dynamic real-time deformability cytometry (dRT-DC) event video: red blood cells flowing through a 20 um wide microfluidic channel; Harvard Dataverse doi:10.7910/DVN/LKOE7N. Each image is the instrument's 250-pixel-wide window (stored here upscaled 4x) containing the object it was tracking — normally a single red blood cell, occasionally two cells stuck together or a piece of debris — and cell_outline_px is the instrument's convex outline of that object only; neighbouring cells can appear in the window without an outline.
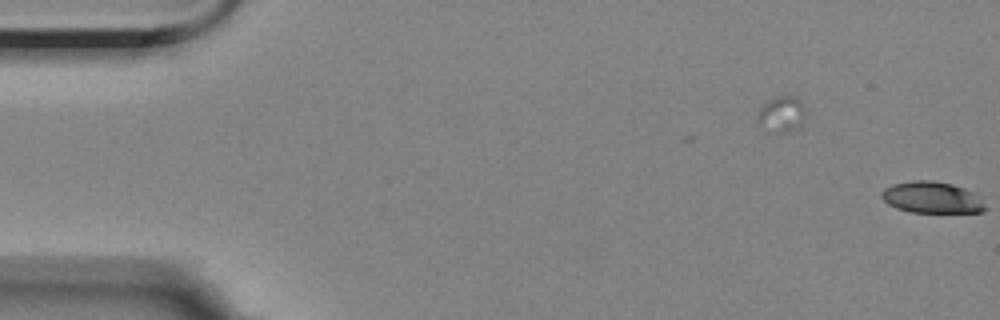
{"species": "Egyptian fruit bat (a non-hibernating species)", "species_latin": "Rousettus aegyptiacus", "temperature_condition": "room temperature", "stored_images_in_passage": 2, "segment_of_instrument_passage": [1, 2], "camera_frame_rate_fps": 3000, "um_per_image_px": 0.085, "animal": {"sex": "female"}, "frame": {"image": 1, "passage_image": 1, "time_ms": 0.0, "image_size_px": [1000, 320], "cell_outline_px": [[808, 112], [804, 120], [796, 128], [788, 132], [776, 132], [760, 124], [756, 120], [756, 116], [760, 108], [768, 100], [776, 96], [796, 96], [804, 104]], "centroid_in_image_um": [66.49, 9.66], "position_along_channel_um": 18.5, "area_um2": 10.12}}